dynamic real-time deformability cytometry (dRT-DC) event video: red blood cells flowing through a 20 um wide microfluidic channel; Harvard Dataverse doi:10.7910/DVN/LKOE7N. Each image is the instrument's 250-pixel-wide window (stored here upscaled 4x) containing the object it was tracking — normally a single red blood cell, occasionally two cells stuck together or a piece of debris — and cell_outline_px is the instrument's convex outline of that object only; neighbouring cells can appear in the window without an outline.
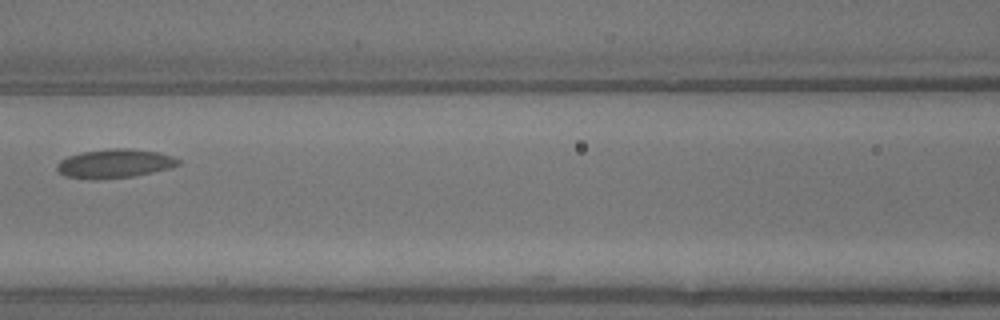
{"species": "common noctule bat (a hibernating species)", "species_latin": "Nyctalus noctula", "temperature_condition": "warm", "stored_images_in_passage": 9, "camera_frame_rate_fps": 3000, "um_per_image_px": 0.085, "animal": {"sex": "male", "body_mass_g": 13.3}, "frame": {"image": 1, "passage_image": 7, "time_ms": 2.0, "image_size_px": [1000, 320], "cell_outline_px": [[180, 164], [172, 168], [136, 176], [96, 180], [88, 180], [64, 176], [56, 168], [56, 164], [60, 160], [68, 156], [80, 152], [112, 148], [128, 148], [160, 152], [172, 156], [180, 160]], "centroid_in_image_um": [9.75, 13.91], "position_along_channel_um": 156.9, "area_um2": 20.87}}